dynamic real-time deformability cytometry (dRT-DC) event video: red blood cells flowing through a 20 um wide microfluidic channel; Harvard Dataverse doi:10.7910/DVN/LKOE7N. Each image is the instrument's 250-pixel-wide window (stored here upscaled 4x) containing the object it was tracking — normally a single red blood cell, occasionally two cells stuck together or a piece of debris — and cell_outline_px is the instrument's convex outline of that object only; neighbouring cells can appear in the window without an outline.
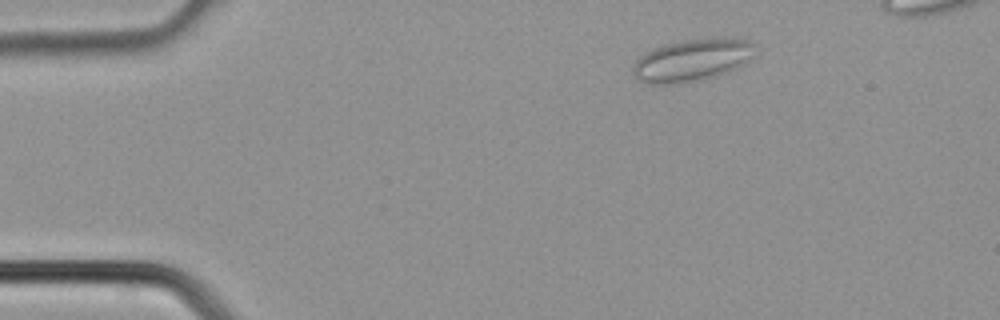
{"species": "common noctule bat (a hibernating species)", "species_latin": "Nyctalus noctula", "temperature_condition": "cold", "stored_images_in_passage": 3, "camera_frame_rate_fps": 3000, "um_per_image_px": 0.085, "animal": {"sex": "male", "body_mass_g": 21.5, "forearm_length_mm": 52.0}, "frame": {"image": 1, "passage_image": 1, "time_ms": 0.0, "image_size_px": [1000, 320], "cell_outline_px": [[756, 44], [752, 56], [744, 64], [736, 68], [716, 76], [680, 84], [648, 84], [640, 80], [636, 76], [632, 68], [632, 64], [644, 52], [664, 44], [684, 40], [712, 36], [716, 36], [748, 40]], "centroid_in_image_um": [58.83, 5.09], "position_along_channel_um": 26.2, "area_um2": 30.46}}